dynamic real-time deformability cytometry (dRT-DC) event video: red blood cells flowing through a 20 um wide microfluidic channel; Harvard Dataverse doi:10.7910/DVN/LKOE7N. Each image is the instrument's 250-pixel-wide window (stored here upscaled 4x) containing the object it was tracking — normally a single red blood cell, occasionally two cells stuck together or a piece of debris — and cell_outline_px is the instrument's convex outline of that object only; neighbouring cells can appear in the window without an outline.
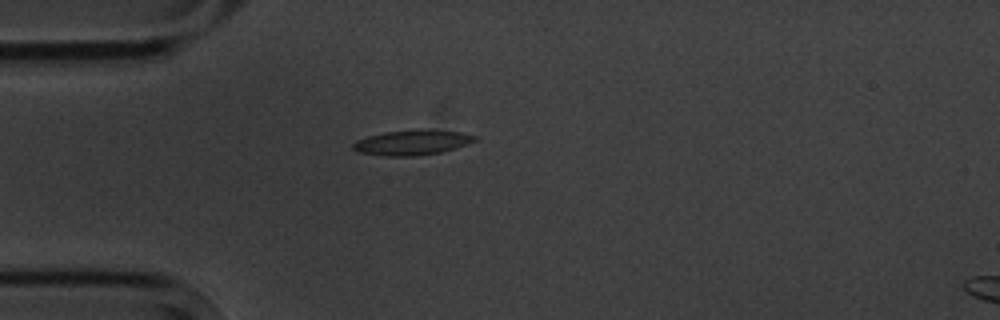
{"species": "common noctule bat (a hibernating species)", "species_latin": "Nyctalus noctula", "temperature_condition": "cold", "stored_images_in_passage": 1, "camera_frame_rate_fps": 3000, "um_per_image_px": 0.085, "animal": {"sex": "male", "body_mass_g": 20.1, "forearm_length_mm": 53.5}, "frame": {"image": 1, "passage_image": 1, "time_ms": 0.0, "image_size_px": [1000, 320], "cell_outline_px": [[476, 140], [468, 144], [456, 148], [440, 152], [416, 156], [384, 156], [360, 152], [352, 148], [352, 144], [356, 140], [368, 136], [384, 132], [420, 128], [428, 128], [460, 132], [476, 136]], "centroid_in_image_um": [35.04, 12.09], "position_along_channel_um": 50.0, "area_um2": 18.03}}